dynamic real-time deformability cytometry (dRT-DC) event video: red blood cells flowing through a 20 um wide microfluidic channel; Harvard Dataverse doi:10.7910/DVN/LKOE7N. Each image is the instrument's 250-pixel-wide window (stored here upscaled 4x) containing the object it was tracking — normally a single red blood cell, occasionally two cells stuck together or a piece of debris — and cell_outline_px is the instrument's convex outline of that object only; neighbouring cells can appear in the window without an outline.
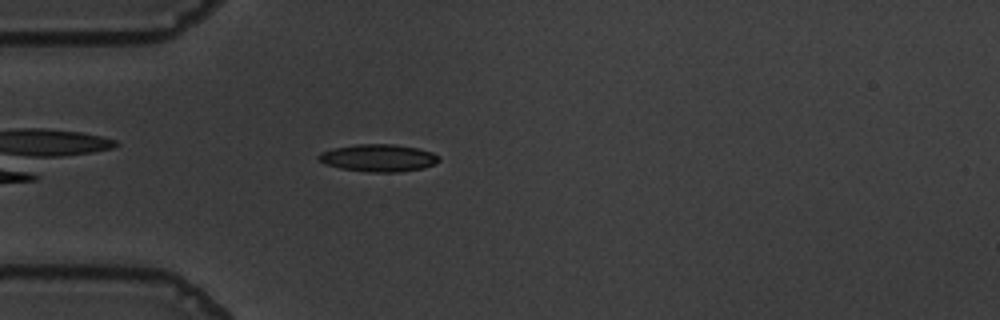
{"species": "common noctule bat (a hibernating species)", "species_latin": "Nyctalus noctula", "temperature_condition": "warm", "stored_images_in_passage": 41, "camera_frame_rate_fps": 3000, "um_per_image_px": 0.085, "animal": {"sex": "male", "body_mass_g": 19.5, "forearm_length_mm": 54.6}, "frame": {"image": 1, "passage_image": 1, "time_ms": 0.0, "image_size_px": [1000, 320], "cell_outline_px": [[440, 160], [424, 168], [400, 172], [368, 172], [340, 168], [324, 164], [316, 156], [320, 152], [332, 148], [356, 144], [392, 144], [416, 148], [432, 152], [440, 156]], "centroid_in_image_um": [32.14, 13.42], "position_along_channel_um": 52.9, "area_um2": 19.25}}
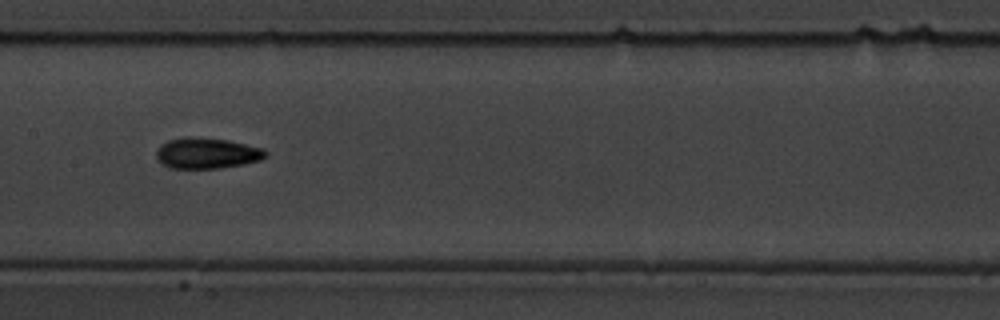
{"frame": {"image": 2, "passage_image": 13, "time_ms": 4.0, "image_size_px": [1000, 320], "cell_outline_px": [[268, 156], [260, 160], [244, 164], [220, 168], [168, 168], [156, 156], [156, 152], [160, 144], [168, 140], [184, 136], [196, 136], [228, 140], [264, 148], [268, 152]], "centroid_in_image_um": [17.61, 13.0], "position_along_channel_um": 189.8, "area_um2": 19.88}}
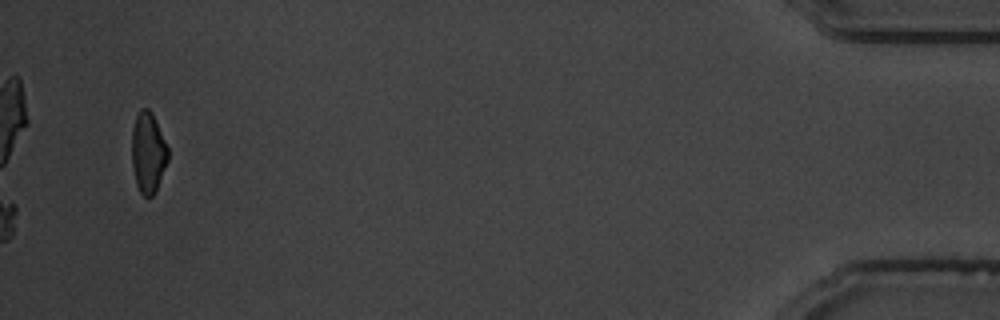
{"frame": {"image": 3, "passage_image": 39, "time_ms": 12.667, "image_size_px": [1000, 320], "cell_outline_px": [[168, 160], [156, 192], [152, 196], [144, 196], [140, 192], [136, 184], [132, 164], [132, 128], [136, 116], [140, 108], [148, 108], [152, 112], [168, 148]], "centroid_in_image_um": [12.58, 12.97], "position_along_channel_um": 422.6, "area_um2": 17.05}, "authors_computed_cell_mechanics": {"area_um2": 18.1492, "velocity_mm_per_s": 3.6187, "shape_relaxation_time_tau1_ms": 3.4815, "shape_relaxation_time_tau2_ms": 2.6801, "deformation_change_tau1": 0.1444, "deformation_change_tau2": 0.1005}}